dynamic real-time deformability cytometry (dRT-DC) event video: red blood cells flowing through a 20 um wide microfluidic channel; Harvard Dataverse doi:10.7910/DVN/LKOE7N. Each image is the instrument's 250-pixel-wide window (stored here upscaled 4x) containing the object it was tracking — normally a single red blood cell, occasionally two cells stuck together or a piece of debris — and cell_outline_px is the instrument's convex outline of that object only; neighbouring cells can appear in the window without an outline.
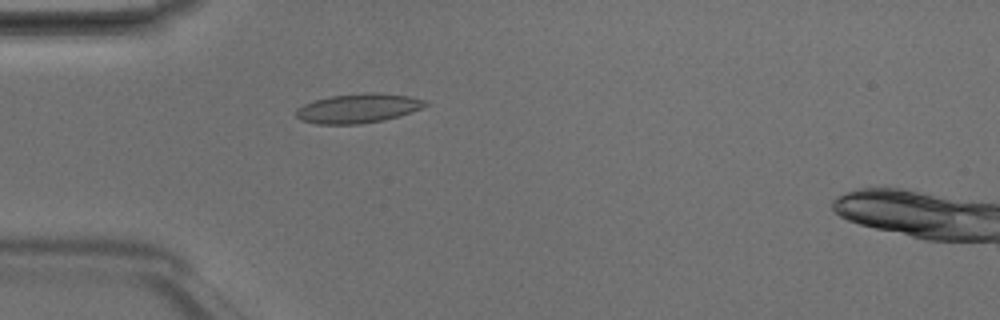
{"species": "Egyptian fruit bat (a non-hibernating species)", "species_latin": "Rousettus aegyptiacus", "temperature_condition": "room temperature", "stored_images_in_passage": 5, "camera_frame_rate_fps": 3000, "um_per_image_px": 0.085, "animal": {"sex": "male"}, "frame": {"image": 1, "passage_image": 4, "time_ms": 1.0, "image_size_px": [1000, 320], "cell_outline_px": [[428, 104], [420, 108], [400, 116], [384, 120], [360, 124], [316, 124], [300, 120], [296, 116], [296, 108], [304, 104], [328, 96], [368, 92], [376, 92], [412, 96], [424, 100]], "centroid_in_image_um": [30.42, 9.2], "position_along_channel_um": 54.6, "area_um2": 22.2}}